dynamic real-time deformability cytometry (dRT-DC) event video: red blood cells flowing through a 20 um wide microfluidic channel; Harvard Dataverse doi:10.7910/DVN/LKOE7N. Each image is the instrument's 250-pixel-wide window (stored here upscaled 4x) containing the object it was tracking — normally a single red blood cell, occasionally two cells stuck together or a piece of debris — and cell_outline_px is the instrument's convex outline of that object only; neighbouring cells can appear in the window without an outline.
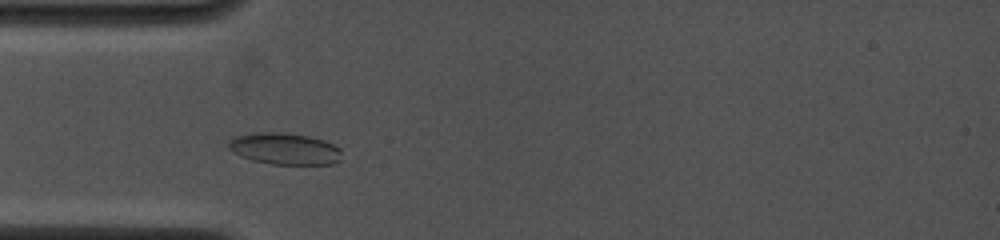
{"species": "common noctule bat (a hibernating species)", "species_latin": "Nyctalus noctula", "temperature_condition": "cold", "stored_images_in_passage": 24, "camera_frame_rate_fps": 4000, "um_per_image_px": 0.085, "animal": {"sex": "female", "body_mass_g": 19.0, "forearm_length_mm": 53.3}, "frame": {"image": 1, "passage_image": 4, "time_ms": 1.75, "image_size_px": [1000, 240], "cell_outline_px": [[340, 160], [332, 164], [272, 164], [252, 160], [240, 156], [232, 152], [228, 148], [228, 140], [236, 136], [260, 132], [284, 132], [308, 136], [324, 140], [340, 148]], "centroid_in_image_um": [24.17, 12.64], "position_along_channel_um": 60.8, "area_um2": 20.87}}
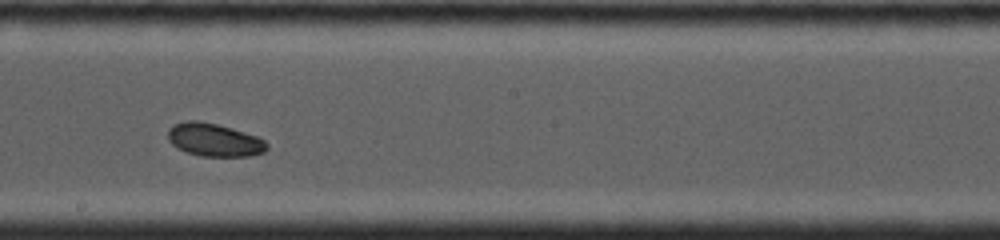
{"frame": {"image": 2, "passage_image": 12, "time_ms": 6.0, "image_size_px": [1000, 240], "cell_outline_px": [[268, 148], [264, 152], [248, 156], [200, 156], [176, 148], [168, 140], [168, 128], [172, 124], [188, 120], [196, 120], [216, 124], [232, 128], [256, 136], [264, 140], [268, 144]], "centroid_in_image_um": [18.18, 11.88], "position_along_channel_um": 230.0, "area_um2": 19.07}}
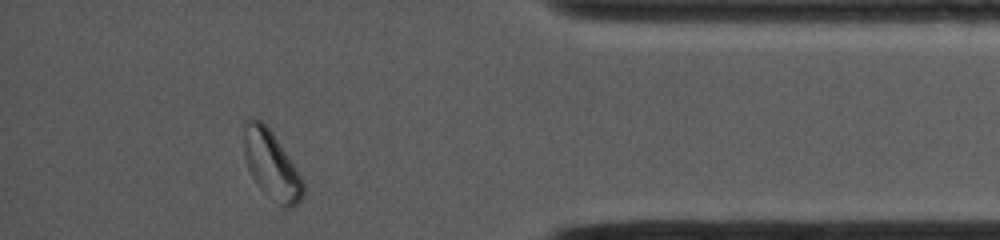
{"frame": {"image": 3, "passage_image": 22, "time_ms": 11.0, "image_size_px": [1000, 240], "cell_outline_px": [[304, 196], [292, 208], [284, 208], [264, 192], [256, 184], [244, 160], [240, 124], [248, 116], [252, 116], [260, 120], [272, 132], [296, 168], [304, 184]], "centroid_in_image_um": [22.98, 13.94], "position_along_channel_um": 412.2, "area_um2": 24.1}, "authors_computed_cell_mechanics": {"area_um2": 19.3341, "velocity_mm_per_s": 4.0101, "shape_relaxation_time_tau1_ms": 3.0784, "shape_relaxation_time_tau2_ms": null, "deformation_change_tau1": 0.0665, "deformation_change_tau2": null}}